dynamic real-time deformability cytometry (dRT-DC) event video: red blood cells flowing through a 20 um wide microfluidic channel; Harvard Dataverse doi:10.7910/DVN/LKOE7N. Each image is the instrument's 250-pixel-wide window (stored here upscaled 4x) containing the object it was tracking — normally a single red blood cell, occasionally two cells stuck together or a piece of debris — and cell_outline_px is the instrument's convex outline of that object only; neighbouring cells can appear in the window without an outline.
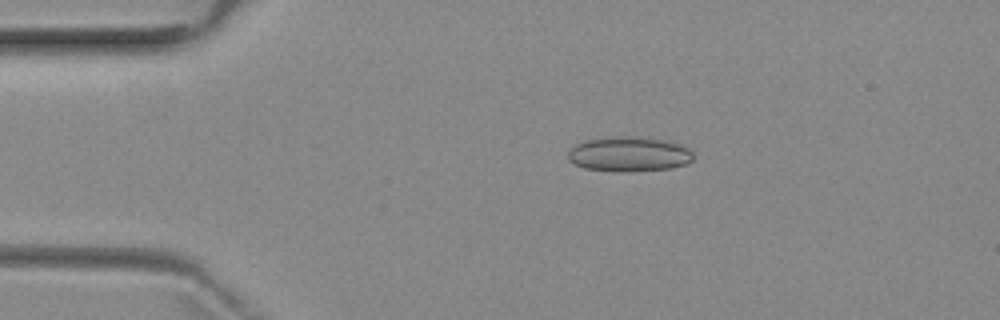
{"species": "common noctule bat (a hibernating species)", "species_latin": "Nyctalus noctula", "temperature_condition": "room temperature", "stored_images_in_passage": 5, "camera_frame_rate_fps": 3000, "um_per_image_px": 0.085, "animal": {"sex": "female", "body_mass_g": 29.2, "forearm_length_mm": 56.3}, "frame": {"image": 1, "passage_image": 3, "time_ms": 3.0, "image_size_px": [1000, 320], "cell_outline_px": [[692, 160], [688, 164], [672, 168], [624, 172], [584, 168], [568, 160], [568, 152], [576, 144], [588, 140], [616, 136], [636, 136], [664, 140], [688, 148], [692, 152]], "centroid_in_image_um": [53.47, 13.11], "position_along_channel_um": 31.5, "area_um2": 25.26}}
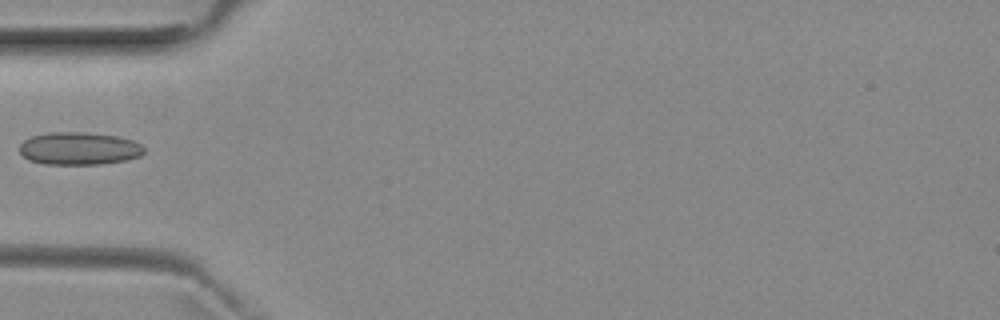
{"frame": {"image": 2, "passage_image": 5, "time_ms": 5.333, "image_size_px": [1000, 320], "cell_outline_px": [[144, 152], [140, 156], [128, 160], [100, 164], [44, 164], [28, 160], [20, 152], [20, 144], [24, 140], [32, 136], [48, 132], [84, 132], [116, 136], [132, 140], [140, 144], [144, 148]], "centroid_in_image_um": [6.72, 12.62], "position_along_channel_um": 78.3, "area_um2": 23.76}}